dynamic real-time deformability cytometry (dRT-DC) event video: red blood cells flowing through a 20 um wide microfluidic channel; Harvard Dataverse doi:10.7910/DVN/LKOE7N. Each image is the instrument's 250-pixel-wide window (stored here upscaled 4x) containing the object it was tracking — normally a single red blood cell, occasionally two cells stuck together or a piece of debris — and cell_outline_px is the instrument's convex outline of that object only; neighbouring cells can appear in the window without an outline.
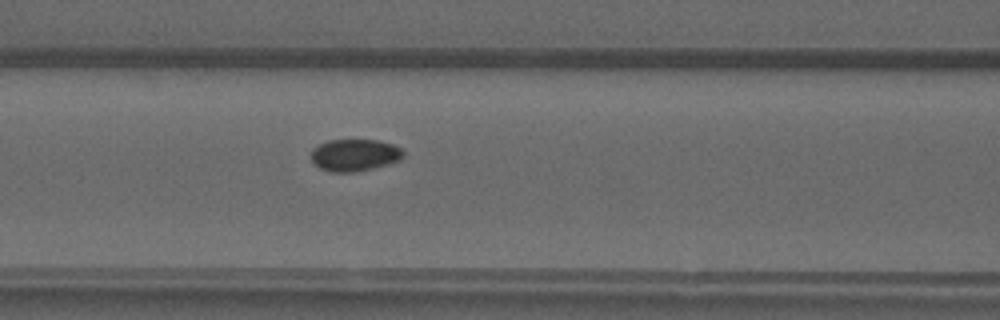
{"species": "common noctule bat (a hibernating species)", "species_latin": "Nyctalus noctula", "temperature_condition": "warm", "stored_images_in_passage": 37, "camera_frame_rate_fps": 3000, "um_per_image_px": 0.085, "animal": {"sex": "male", "forearm_length_mm": 52.5}, "frame": {"image": 1, "passage_image": 8, "time_ms": 2.333, "image_size_px": [1000, 320], "cell_outline_px": [[404, 156], [400, 160], [388, 164], [372, 168], [352, 172], [332, 172], [320, 168], [312, 164], [312, 148], [328, 140], [380, 140], [392, 144], [400, 148], [404, 152]], "centroid_in_image_um": [30.14, 13.18], "position_along_channel_um": 136.5, "area_um2": 17.22}}
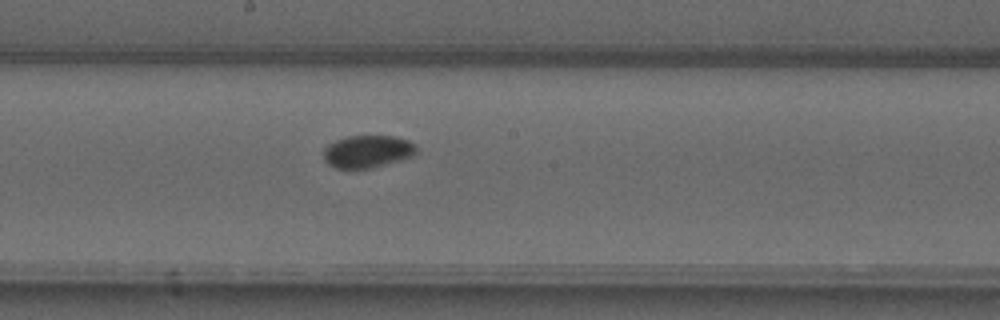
{"frame": {"image": 2, "passage_image": 14, "time_ms": 4.333, "image_size_px": [1000, 320], "cell_outline_px": [[416, 152], [412, 156], [400, 160], [372, 168], [336, 168], [328, 164], [324, 160], [324, 148], [328, 144], [336, 140], [348, 136], [392, 136], [408, 140], [416, 144]], "centroid_in_image_um": [31.23, 12.87], "position_along_channel_um": 217.0, "area_um2": 17.51}}
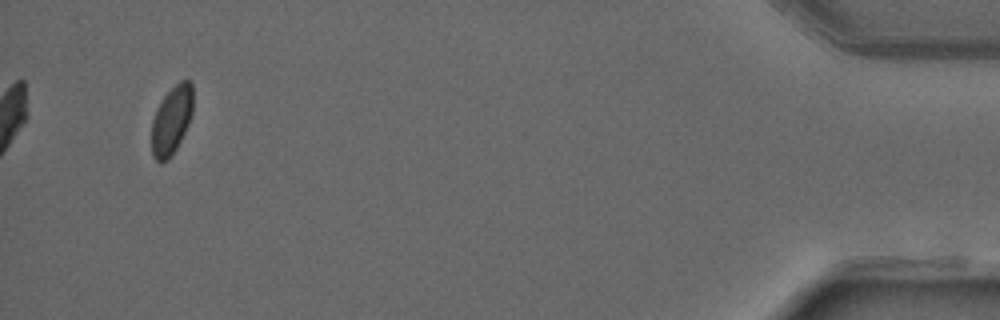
{"frame": {"image": 3, "passage_image": 35, "time_ms": 11.333, "image_size_px": [1000, 320], "cell_outline_px": [[192, 112], [188, 124], [176, 148], [168, 160], [156, 160], [152, 156], [152, 120], [156, 108], [164, 96], [180, 80], [188, 80], [192, 84]], "centroid_in_image_um": [14.57, 10.2], "position_along_channel_um": 420.6, "area_um2": 16.18}}